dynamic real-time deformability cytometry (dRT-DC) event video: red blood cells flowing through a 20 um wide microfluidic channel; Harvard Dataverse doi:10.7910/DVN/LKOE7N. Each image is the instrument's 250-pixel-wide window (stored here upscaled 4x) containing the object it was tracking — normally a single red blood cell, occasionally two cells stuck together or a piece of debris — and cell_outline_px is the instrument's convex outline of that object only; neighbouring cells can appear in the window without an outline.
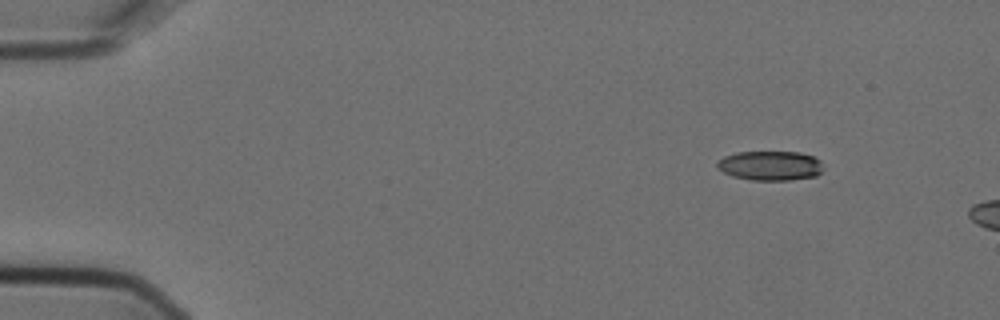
{"species": "Egyptian fruit bat (a non-hibernating species)", "species_latin": "Rousettus aegyptiacus", "temperature_condition": "cold", "stored_images_in_passage": 4, "camera_frame_rate_fps": 3000, "um_per_image_px": 0.085, "animal": {"sex": "female"}, "frame": {"image": 1, "passage_image": 1, "time_ms": 0.0, "image_size_px": [1000, 320], "cell_outline_px": [[820, 172], [816, 176], [788, 180], [752, 180], [732, 176], [716, 168], [716, 164], [724, 156], [736, 152], [800, 152], [812, 156], [820, 160]], "centroid_in_image_um": [65.43, 14.08], "position_along_channel_um": 19.6, "area_um2": 18.09}}